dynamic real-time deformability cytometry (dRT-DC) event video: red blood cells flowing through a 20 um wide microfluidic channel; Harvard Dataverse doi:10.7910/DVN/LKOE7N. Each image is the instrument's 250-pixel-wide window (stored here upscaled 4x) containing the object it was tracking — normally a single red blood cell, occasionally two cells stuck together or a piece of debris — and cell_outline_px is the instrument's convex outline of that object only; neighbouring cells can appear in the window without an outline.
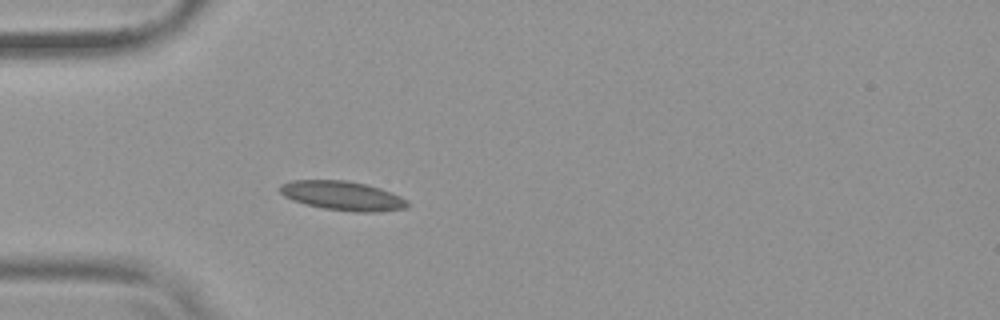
{"species": "common noctule bat (a hibernating species)", "species_latin": "Nyctalus noctula", "temperature_condition": "warm", "stored_images_in_passage": 39, "camera_frame_rate_fps": 3000, "um_per_image_px": 0.085, "animal": {"sex": "female", "body_mass_g": 19.9}, "frame": {"image": 1, "passage_image": 1, "time_ms": 0.0, "image_size_px": [1000, 320], "cell_outline_px": [[408, 208], [376, 212], [356, 212], [324, 208], [304, 204], [292, 200], [284, 196], [280, 192], [280, 184], [292, 180], [344, 180], [368, 184], [392, 192], [408, 200]], "centroid_in_image_um": [29.13, 16.63], "position_along_channel_um": 55.9, "area_um2": 21.85}}
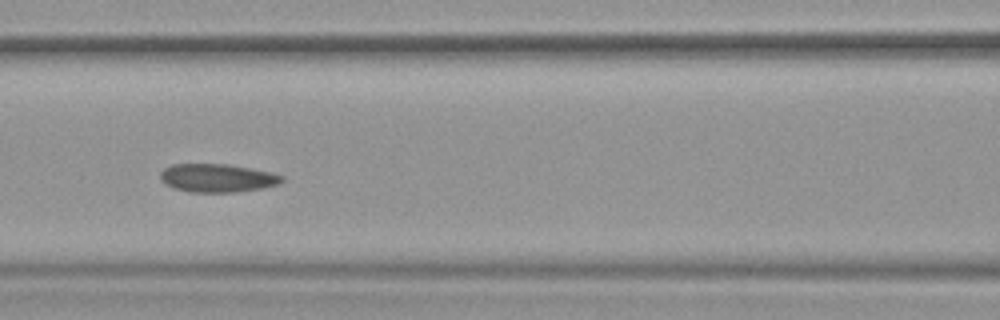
{"frame": {"image": 2, "passage_image": 9, "time_ms": 2.667, "image_size_px": [1000, 320], "cell_outline_px": [[284, 180], [280, 184], [260, 188], [232, 192], [192, 192], [172, 188], [160, 180], [160, 172], [164, 168], [172, 164], [228, 164], [272, 172], [284, 176]], "centroid_in_image_um": [18.46, 15.12], "position_along_channel_um": 148.1, "area_um2": 20.11}}
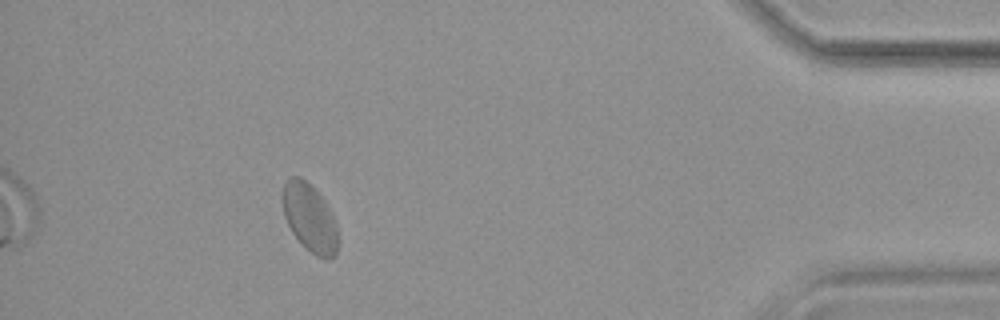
{"frame": {"image": 3, "passage_image": 34, "time_ms": 11.0, "image_size_px": [1000, 320], "cell_outline_px": [[336, 256], [328, 260], [316, 256], [292, 232], [284, 216], [280, 196], [284, 184], [292, 176], [300, 176], [324, 200], [336, 220]], "centroid_in_image_um": [26.3, 18.5], "position_along_channel_um": 408.9, "area_um2": 21.62}, "authors_computed_cell_mechanics": {"area_um2": 20.4612, "velocity_mm_per_s": 3.7332, "shape_relaxation_time_tau1_ms": null, "shape_relaxation_time_tau2_ms": 2.1439, "deformation_change_tau1": null, "deformation_change_tau2": 0.049}}